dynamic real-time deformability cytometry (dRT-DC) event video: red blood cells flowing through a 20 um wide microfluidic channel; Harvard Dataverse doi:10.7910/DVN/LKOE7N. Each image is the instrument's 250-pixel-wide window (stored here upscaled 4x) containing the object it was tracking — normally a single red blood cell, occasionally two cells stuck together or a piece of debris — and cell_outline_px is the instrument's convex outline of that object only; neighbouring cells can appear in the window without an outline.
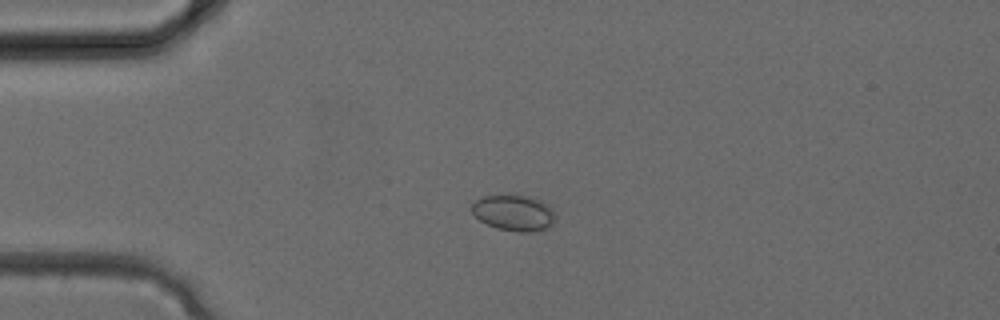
{"species": "common noctule bat (a hibernating species)", "species_latin": "Nyctalus noctula", "temperature_condition": "cold", "stored_images_in_passage": 33, "camera_frame_rate_fps": 3000, "um_per_image_px": 0.085, "animal": {"sex": "female", "body_mass_g": 24.6, "forearm_length_mm": 56.2}, "frame": {"image": 1, "passage_image": 8, "time_ms": 2.333, "image_size_px": [1000, 320], "cell_outline_px": [[556, 220], [548, 228], [528, 232], [520, 232], [496, 228], [480, 220], [468, 208], [476, 200], [484, 196], [528, 196], [540, 200], [548, 204], [552, 208], [556, 216]], "centroid_in_image_um": [43.7, 18.1], "position_along_channel_um": 41.3, "area_um2": 17.46}}
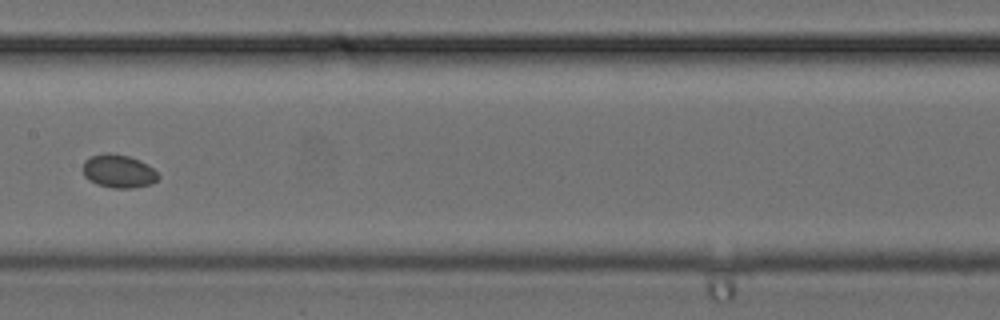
{"frame": {"image": 2, "passage_image": 17, "time_ms": 5.333, "image_size_px": [1000, 320], "cell_outline_px": [[160, 176], [152, 184], [132, 188], [112, 188], [96, 184], [88, 180], [84, 176], [84, 160], [92, 156], [104, 152], [108, 152], [128, 156], [140, 160], [152, 168]], "centroid_in_image_um": [10.07, 14.56], "position_along_channel_um": 197.3, "area_um2": 14.62}}
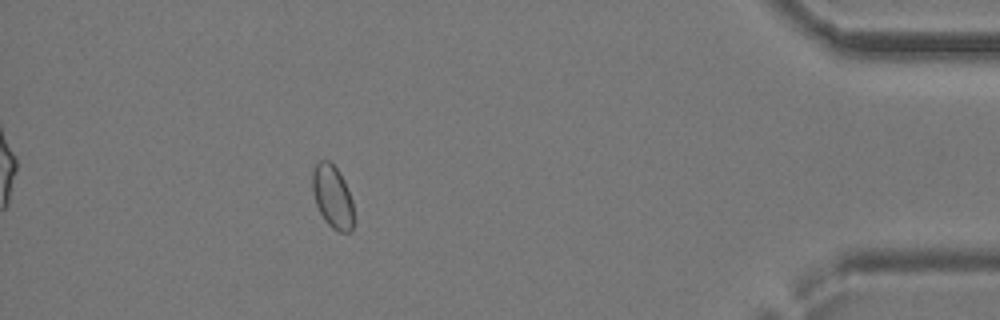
{"frame": {"image": 3, "passage_image": 30, "time_ms": 9.667, "image_size_px": [1000, 320], "cell_outline_px": [[352, 228], [348, 232], [340, 232], [332, 228], [324, 220], [316, 204], [312, 188], [312, 172], [316, 164], [320, 160], [328, 160], [340, 172], [344, 180], [352, 200]], "centroid_in_image_um": [28.24, 16.69], "position_along_channel_um": 407.0, "area_um2": 14.97}}